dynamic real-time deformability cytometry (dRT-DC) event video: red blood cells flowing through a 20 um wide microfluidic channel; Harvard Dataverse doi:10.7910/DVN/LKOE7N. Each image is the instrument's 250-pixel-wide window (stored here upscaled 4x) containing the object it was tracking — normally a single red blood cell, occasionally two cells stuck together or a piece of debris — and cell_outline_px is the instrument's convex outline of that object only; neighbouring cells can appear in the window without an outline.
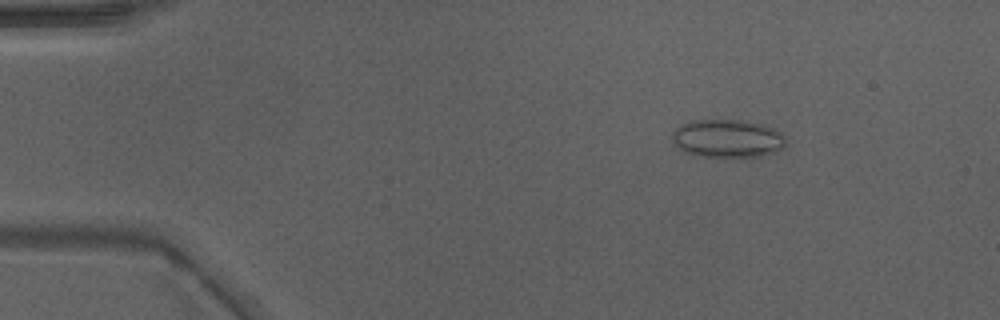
{"species": "Egyptian fruit bat (a non-hibernating species)", "species_latin": "Rousettus aegyptiacus", "temperature_condition": "warm", "stored_images_in_passage": 42, "camera_frame_rate_fps": 3000, "um_per_image_px": 0.085, "animal": {"sex": "male"}, "frame": {"image": 1, "passage_image": 1, "time_ms": 0.0, "image_size_px": [1000, 320], "cell_outline_px": [[784, 148], [776, 152], [760, 156], [696, 156], [684, 152], [672, 140], [672, 132], [680, 124], [688, 120], [744, 120], [764, 124], [780, 132], [784, 136]], "centroid_in_image_um": [61.81, 11.76], "position_along_channel_um": 23.2, "area_um2": 25.32}}
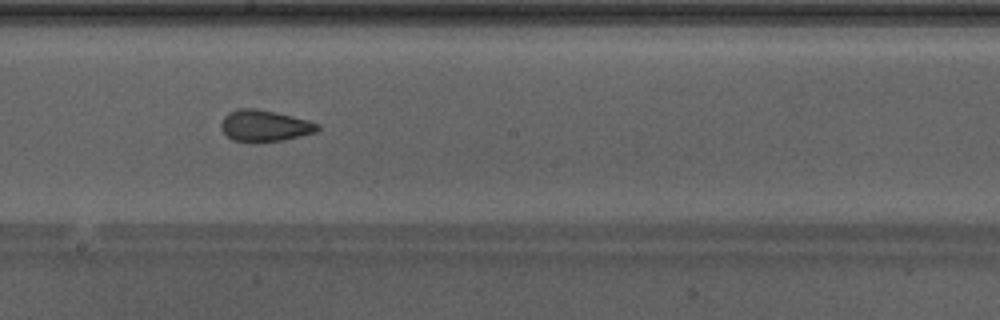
{"frame": {"image": 2, "passage_image": 21, "time_ms": 6.667, "image_size_px": [1000, 320], "cell_outline_px": [[320, 128], [316, 132], [284, 140], [252, 144], [232, 140], [220, 128], [220, 124], [224, 116], [228, 112], [240, 108], [256, 108], [276, 112], [308, 120], [320, 124]], "centroid_in_image_um": [22.47, 10.71], "position_along_channel_um": 225.7, "area_um2": 18.09}}
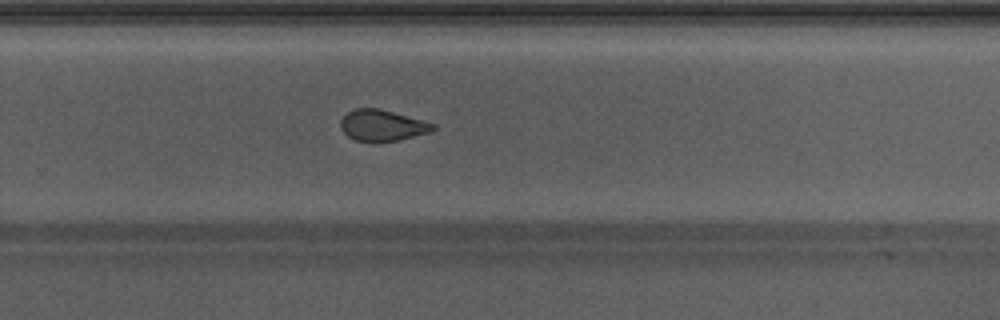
{"frame": {"image": 3, "passage_image": 26, "time_ms": 8.333, "image_size_px": [1000, 320], "cell_outline_px": [[436, 128], [432, 132], [396, 140], [356, 140], [348, 136], [340, 128], [340, 120], [348, 112], [356, 108], [380, 108], [436, 124]], "centroid_in_image_um": [32.51, 10.63], "position_along_channel_um": 297.3, "area_um2": 16.47}, "authors_computed_cell_mechanics": {"area_um2": 18.2937, "velocity_mm_per_s": 4.309, "shape_relaxation_time_tau1_ms": 8.4365, "shape_relaxation_time_tau2_ms": 1.5672, "deformation_change_tau1": 0.137, "deformation_change_tau2": 0.0633}}